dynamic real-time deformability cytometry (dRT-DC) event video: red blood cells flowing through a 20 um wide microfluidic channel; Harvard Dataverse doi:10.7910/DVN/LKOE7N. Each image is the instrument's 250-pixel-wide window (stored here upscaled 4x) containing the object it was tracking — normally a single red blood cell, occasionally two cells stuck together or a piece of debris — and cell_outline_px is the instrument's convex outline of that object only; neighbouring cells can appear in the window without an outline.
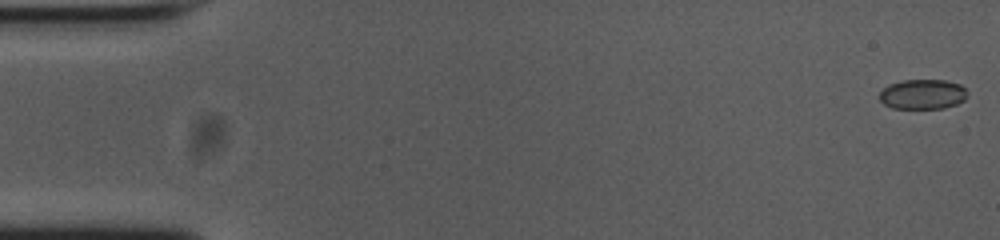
{"species": "common noctule bat (a hibernating species)", "species_latin": "Nyctalus noctula", "temperature_condition": "cold", "stored_images_in_passage": 54, "camera_frame_rate_fps": 3000, "um_per_image_px": 0.085, "animal": {"sex": "female", "body_mass_g": 23.0, "forearm_length_mm": 53.4}, "frame": {"image": 1, "passage_image": 1, "time_ms": 0.0, "image_size_px": [1000, 240], "cell_outline_px": [[968, 96], [964, 100], [956, 104], [944, 108], [892, 108], [884, 104], [880, 100], [880, 92], [888, 84], [900, 80], [944, 80], [960, 84], [968, 92]], "centroid_in_image_um": [78.43, 8.0], "position_along_channel_um": 6.6, "area_um2": 15.37}}
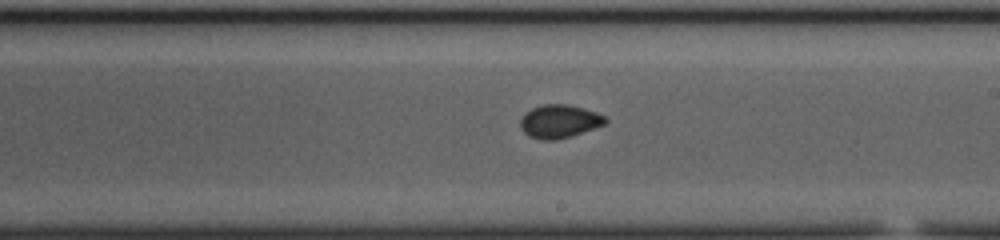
{"frame": {"image": 2, "passage_image": 31, "time_ms": 10.0, "image_size_px": [1000, 240], "cell_outline_px": [[608, 120], [604, 124], [572, 136], [556, 140], [540, 140], [528, 136], [520, 128], [520, 120], [524, 112], [532, 108], [544, 104], [568, 104], [584, 108], [596, 112], [604, 116]], "centroid_in_image_um": [47.51, 10.31], "position_along_channel_um": 241.5, "area_um2": 16.59}}
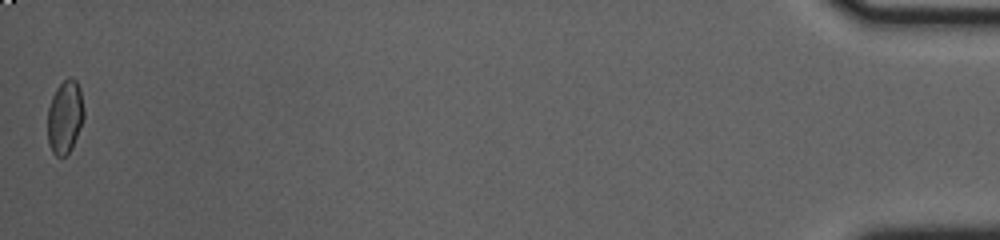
{"frame": {"image": 3, "passage_image": 54, "time_ms": 17.667, "image_size_px": [1000, 240], "cell_outline_px": [[84, 116], [72, 148], [64, 156], [56, 156], [52, 152], [48, 144], [48, 108], [52, 96], [56, 88], [68, 76], [72, 76], [76, 80], [80, 88], [84, 108]], "centroid_in_image_um": [5.52, 9.91], "position_along_channel_um": 429.7, "area_um2": 15.55}, "authors_computed_cell_mechanics": {"area_um2": 15.895, "velocity_mm_per_s": 3.7613, "shape_relaxation_time_tau1_ms": null, "shape_relaxation_time_tau2_ms": 2.7254, "deformation_change_tau1": null, "deformation_change_tau2": 0.0513}}